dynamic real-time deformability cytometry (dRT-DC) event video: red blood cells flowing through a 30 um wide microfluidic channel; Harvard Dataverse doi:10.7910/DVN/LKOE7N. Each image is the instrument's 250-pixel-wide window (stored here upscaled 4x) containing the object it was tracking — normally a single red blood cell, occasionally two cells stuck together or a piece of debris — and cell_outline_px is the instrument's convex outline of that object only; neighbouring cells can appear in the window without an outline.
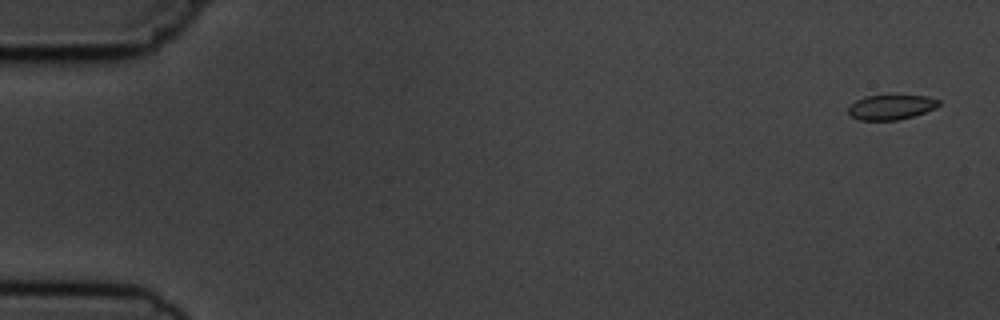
{"species": "common noctule bat (a hibernating species)", "species_latin": "Nyctalus noctula", "temperature_condition": "cold", "stored_images_in_passage": 10, "camera_frame_rate_fps": 3000, "um_per_image_px": 0.085, "animal": {"sex": "male", "body_mass_g": 19.5, "forearm_length_mm": 54.6}, "frame": {"image": 1, "passage_image": 1, "time_ms": 0.0, "image_size_px": [1000, 320], "cell_outline_px": [[940, 104], [936, 108], [900, 120], [860, 120], [852, 116], [848, 112], [848, 108], [856, 100], [864, 96], [928, 96], [940, 100]], "centroid_in_image_um": [75.75, 9.11], "position_along_channel_um": 9.2, "area_um2": 12.95}}
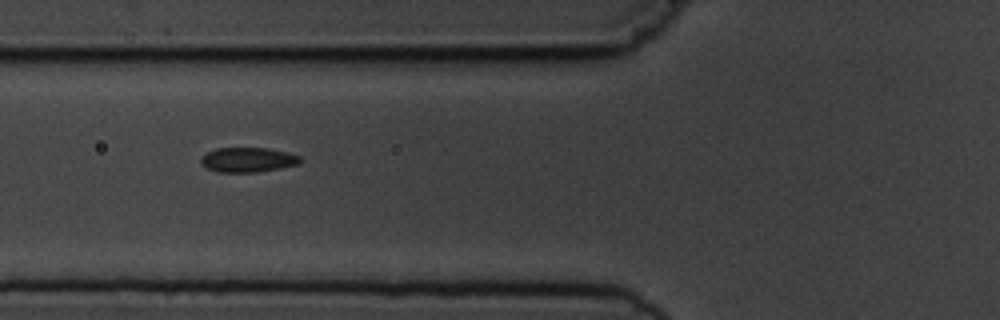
{"frame": {"image": 2, "passage_image": 6, "time_ms": 6.333, "image_size_px": [1000, 320], "cell_outline_px": [[304, 160], [300, 164], [280, 168], [256, 172], [220, 172], [208, 168], [200, 160], [208, 152], [216, 148], [268, 148], [300, 156]], "centroid_in_image_um": [21.13, 13.58], "position_along_channel_um": 104.7, "area_um2": 14.1}}
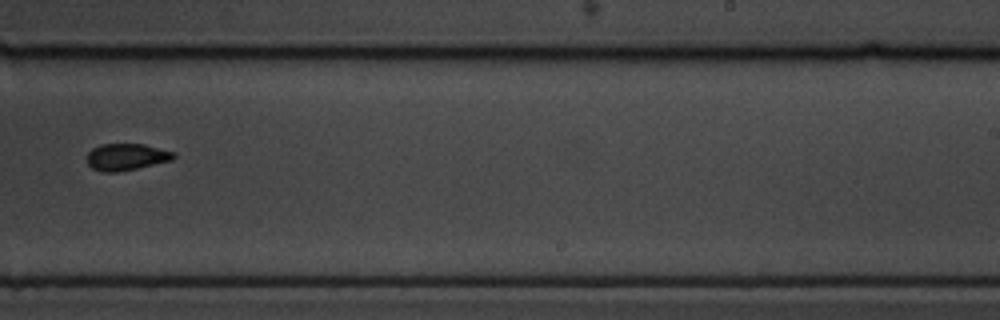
{"frame": {"image": 3, "passage_image": 10, "time_ms": 11.0, "image_size_px": [1000, 320], "cell_outline_px": [[176, 156], [172, 160], [136, 168], [116, 172], [100, 172], [92, 168], [88, 164], [88, 152], [92, 148], [100, 144], [144, 144], [176, 152]], "centroid_in_image_um": [10.74, 13.33], "position_along_channel_um": 278.3, "area_um2": 13.53}}